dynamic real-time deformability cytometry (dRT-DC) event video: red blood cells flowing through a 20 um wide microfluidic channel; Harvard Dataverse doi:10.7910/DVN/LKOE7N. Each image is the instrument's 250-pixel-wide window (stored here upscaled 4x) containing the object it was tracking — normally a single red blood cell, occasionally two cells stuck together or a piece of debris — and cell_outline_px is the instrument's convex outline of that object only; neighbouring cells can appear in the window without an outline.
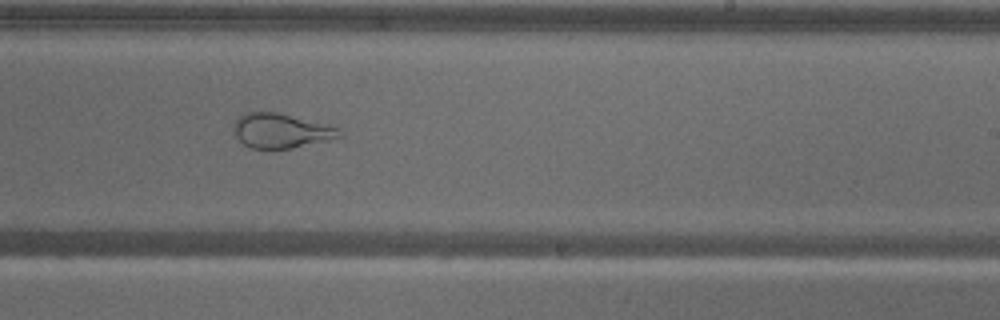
{"species": "common noctule bat (a hibernating species)", "species_latin": "Nyctalus noctula", "temperature_condition": "warm", "stored_images_in_passage": 57, "camera_frame_rate_fps": 3000, "um_per_image_px": 0.085, "animal": {"sex": "male", "body_mass_g": 18.8}, "frame": {"image": 1, "passage_image": 35, "time_ms": 11.333, "image_size_px": [1000, 320], "cell_outline_px": [[344, 136], [292, 148], [252, 148], [244, 144], [236, 136], [232, 124], [244, 112], [276, 112], [340, 128], [344, 132]], "centroid_in_image_um": [23.89, 11.11], "position_along_channel_um": 265.1, "area_um2": 21.04}}
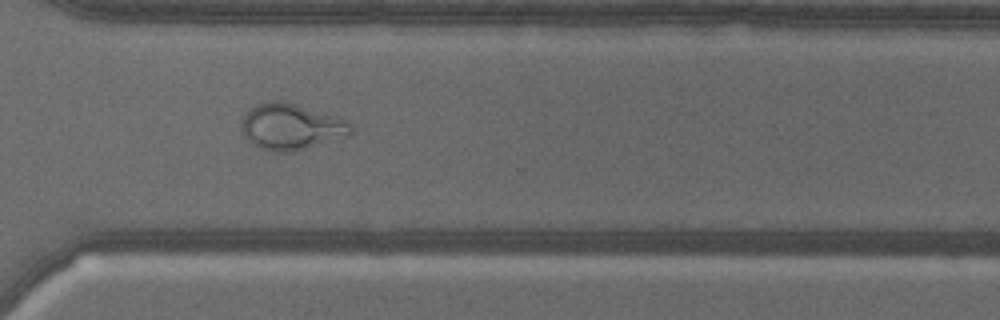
{"frame": {"image": 2, "passage_image": 42, "time_ms": 13.667, "image_size_px": [1000, 320], "cell_outline_px": [[352, 132], [348, 136], [292, 152], [272, 152], [260, 148], [252, 144], [244, 136], [244, 116], [256, 104], [272, 100], [280, 100], [296, 104], [348, 120], [352, 124]], "centroid_in_image_um": [24.78, 10.78], "position_along_channel_um": 345.8, "area_um2": 29.13}}
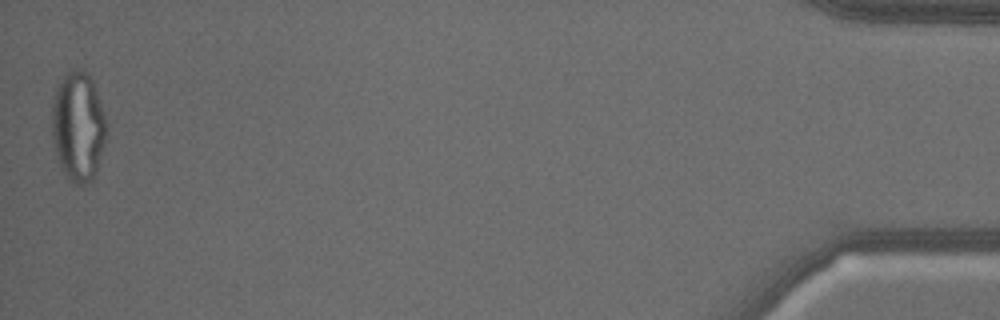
{"frame": {"image": 3, "passage_image": 57, "time_ms": 18.667, "image_size_px": [1000, 320], "cell_outline_px": [[108, 124], [104, 144], [96, 172], [92, 180], [84, 184], [76, 184], [60, 168], [52, 140], [52, 96], [56, 88], [64, 76], [68, 72], [80, 68], [92, 80], [96, 88]], "centroid_in_image_um": [6.64, 10.74], "position_along_channel_um": 428.6, "area_um2": 34.85}}